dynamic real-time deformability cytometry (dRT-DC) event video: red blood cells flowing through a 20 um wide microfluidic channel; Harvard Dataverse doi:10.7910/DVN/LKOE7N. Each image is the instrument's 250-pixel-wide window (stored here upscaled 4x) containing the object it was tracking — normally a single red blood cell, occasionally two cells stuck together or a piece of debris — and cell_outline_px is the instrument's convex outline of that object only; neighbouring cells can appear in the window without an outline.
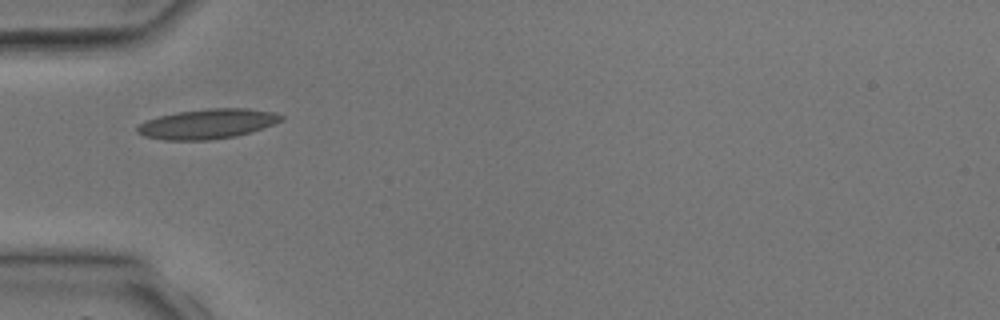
{"species": "common noctule bat (a hibernating species)", "species_latin": "Nyctalus noctula", "temperature_condition": "room temperature", "stored_images_in_passage": 2, "camera_frame_rate_fps": 3000, "um_per_image_px": 0.085, "animal": {"sex": "male", "body_mass_g": 17.9, "forearm_length_mm": 54.2}, "frame": {"image": 1, "passage_image": 1, "time_ms": 0.0, "image_size_px": [1000, 320], "cell_outline_px": [[284, 120], [252, 132], [236, 136], [212, 140], [164, 140], [144, 136], [136, 132], [136, 128], [140, 124], [148, 120], [160, 116], [176, 112], [208, 108], [248, 108], [272, 112], [284, 116]], "centroid_in_image_um": [17.65, 10.53], "position_along_channel_um": 67.3, "area_um2": 25.09}}